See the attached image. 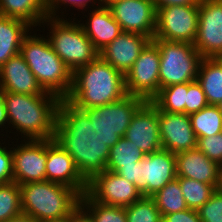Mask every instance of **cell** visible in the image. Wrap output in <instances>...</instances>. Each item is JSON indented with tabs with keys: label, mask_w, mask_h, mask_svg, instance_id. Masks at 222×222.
<instances>
[{
	"label": "cell",
	"mask_w": 222,
	"mask_h": 222,
	"mask_svg": "<svg viewBox=\"0 0 222 222\" xmlns=\"http://www.w3.org/2000/svg\"><path fill=\"white\" fill-rule=\"evenodd\" d=\"M54 140L72 156L87 182L106 170L110 147L103 143L87 113L66 99H61L58 106Z\"/></svg>",
	"instance_id": "1"
},
{
	"label": "cell",
	"mask_w": 222,
	"mask_h": 222,
	"mask_svg": "<svg viewBox=\"0 0 222 222\" xmlns=\"http://www.w3.org/2000/svg\"><path fill=\"white\" fill-rule=\"evenodd\" d=\"M196 80L209 105L222 102V58H202Z\"/></svg>",
	"instance_id": "24"
},
{
	"label": "cell",
	"mask_w": 222,
	"mask_h": 222,
	"mask_svg": "<svg viewBox=\"0 0 222 222\" xmlns=\"http://www.w3.org/2000/svg\"><path fill=\"white\" fill-rule=\"evenodd\" d=\"M28 27L22 20L0 15V67L20 53Z\"/></svg>",
	"instance_id": "23"
},
{
	"label": "cell",
	"mask_w": 222,
	"mask_h": 222,
	"mask_svg": "<svg viewBox=\"0 0 222 222\" xmlns=\"http://www.w3.org/2000/svg\"><path fill=\"white\" fill-rule=\"evenodd\" d=\"M5 222H38V221L35 220L32 216L21 213L18 216H15L9 220H6Z\"/></svg>",
	"instance_id": "42"
},
{
	"label": "cell",
	"mask_w": 222,
	"mask_h": 222,
	"mask_svg": "<svg viewBox=\"0 0 222 222\" xmlns=\"http://www.w3.org/2000/svg\"><path fill=\"white\" fill-rule=\"evenodd\" d=\"M162 149L177 154L197 147L191 119L185 113H168L158 108Z\"/></svg>",
	"instance_id": "18"
},
{
	"label": "cell",
	"mask_w": 222,
	"mask_h": 222,
	"mask_svg": "<svg viewBox=\"0 0 222 222\" xmlns=\"http://www.w3.org/2000/svg\"><path fill=\"white\" fill-rule=\"evenodd\" d=\"M153 39L194 43L199 21V5H172L157 8Z\"/></svg>",
	"instance_id": "10"
},
{
	"label": "cell",
	"mask_w": 222,
	"mask_h": 222,
	"mask_svg": "<svg viewBox=\"0 0 222 222\" xmlns=\"http://www.w3.org/2000/svg\"><path fill=\"white\" fill-rule=\"evenodd\" d=\"M52 36L49 43L56 55L73 73L77 68L94 61L99 52L86 36L80 24L52 19Z\"/></svg>",
	"instance_id": "8"
},
{
	"label": "cell",
	"mask_w": 222,
	"mask_h": 222,
	"mask_svg": "<svg viewBox=\"0 0 222 222\" xmlns=\"http://www.w3.org/2000/svg\"><path fill=\"white\" fill-rule=\"evenodd\" d=\"M7 118L29 140L54 139L60 98L57 95H29L0 92ZM47 97V99H46Z\"/></svg>",
	"instance_id": "3"
},
{
	"label": "cell",
	"mask_w": 222,
	"mask_h": 222,
	"mask_svg": "<svg viewBox=\"0 0 222 222\" xmlns=\"http://www.w3.org/2000/svg\"><path fill=\"white\" fill-rule=\"evenodd\" d=\"M22 213L21 188L16 182L0 185V222Z\"/></svg>",
	"instance_id": "32"
},
{
	"label": "cell",
	"mask_w": 222,
	"mask_h": 222,
	"mask_svg": "<svg viewBox=\"0 0 222 222\" xmlns=\"http://www.w3.org/2000/svg\"><path fill=\"white\" fill-rule=\"evenodd\" d=\"M47 139L31 140L12 150L13 182L18 185L46 181Z\"/></svg>",
	"instance_id": "15"
},
{
	"label": "cell",
	"mask_w": 222,
	"mask_h": 222,
	"mask_svg": "<svg viewBox=\"0 0 222 222\" xmlns=\"http://www.w3.org/2000/svg\"><path fill=\"white\" fill-rule=\"evenodd\" d=\"M89 0H43L47 16L52 19L53 12L55 11L56 4L58 5L60 2L67 3L70 2L72 5H76L77 7H85ZM94 1V0H93ZM52 14V15H51Z\"/></svg>",
	"instance_id": "39"
},
{
	"label": "cell",
	"mask_w": 222,
	"mask_h": 222,
	"mask_svg": "<svg viewBox=\"0 0 222 222\" xmlns=\"http://www.w3.org/2000/svg\"><path fill=\"white\" fill-rule=\"evenodd\" d=\"M104 5L92 12L88 27L81 25L86 36L91 40L98 52L110 44L122 32L120 24L113 18L106 4Z\"/></svg>",
	"instance_id": "22"
},
{
	"label": "cell",
	"mask_w": 222,
	"mask_h": 222,
	"mask_svg": "<svg viewBox=\"0 0 222 222\" xmlns=\"http://www.w3.org/2000/svg\"><path fill=\"white\" fill-rule=\"evenodd\" d=\"M102 3H104L105 2V4L107 3V2H109L110 0H100Z\"/></svg>",
	"instance_id": "46"
},
{
	"label": "cell",
	"mask_w": 222,
	"mask_h": 222,
	"mask_svg": "<svg viewBox=\"0 0 222 222\" xmlns=\"http://www.w3.org/2000/svg\"><path fill=\"white\" fill-rule=\"evenodd\" d=\"M159 129L158 107L145 101L133 115L124 137L147 155L162 149Z\"/></svg>",
	"instance_id": "16"
},
{
	"label": "cell",
	"mask_w": 222,
	"mask_h": 222,
	"mask_svg": "<svg viewBox=\"0 0 222 222\" xmlns=\"http://www.w3.org/2000/svg\"><path fill=\"white\" fill-rule=\"evenodd\" d=\"M152 198L155 200L162 217L188 209L179 184V177L168 182Z\"/></svg>",
	"instance_id": "28"
},
{
	"label": "cell",
	"mask_w": 222,
	"mask_h": 222,
	"mask_svg": "<svg viewBox=\"0 0 222 222\" xmlns=\"http://www.w3.org/2000/svg\"><path fill=\"white\" fill-rule=\"evenodd\" d=\"M188 82L173 84L161 88L152 102L161 110L168 113H185Z\"/></svg>",
	"instance_id": "29"
},
{
	"label": "cell",
	"mask_w": 222,
	"mask_h": 222,
	"mask_svg": "<svg viewBox=\"0 0 222 222\" xmlns=\"http://www.w3.org/2000/svg\"><path fill=\"white\" fill-rule=\"evenodd\" d=\"M84 207H79L69 218V222H94L88 213H84Z\"/></svg>",
	"instance_id": "41"
},
{
	"label": "cell",
	"mask_w": 222,
	"mask_h": 222,
	"mask_svg": "<svg viewBox=\"0 0 222 222\" xmlns=\"http://www.w3.org/2000/svg\"><path fill=\"white\" fill-rule=\"evenodd\" d=\"M0 78V92L55 95L42 89L20 53L11 57L0 67Z\"/></svg>",
	"instance_id": "21"
},
{
	"label": "cell",
	"mask_w": 222,
	"mask_h": 222,
	"mask_svg": "<svg viewBox=\"0 0 222 222\" xmlns=\"http://www.w3.org/2000/svg\"><path fill=\"white\" fill-rule=\"evenodd\" d=\"M146 155L134 143L121 137L119 141L110 148L106 170L116 172L122 166L134 165Z\"/></svg>",
	"instance_id": "27"
},
{
	"label": "cell",
	"mask_w": 222,
	"mask_h": 222,
	"mask_svg": "<svg viewBox=\"0 0 222 222\" xmlns=\"http://www.w3.org/2000/svg\"><path fill=\"white\" fill-rule=\"evenodd\" d=\"M87 193L99 203L118 207H127L143 197L134 183L108 170L88 182Z\"/></svg>",
	"instance_id": "14"
},
{
	"label": "cell",
	"mask_w": 222,
	"mask_h": 222,
	"mask_svg": "<svg viewBox=\"0 0 222 222\" xmlns=\"http://www.w3.org/2000/svg\"><path fill=\"white\" fill-rule=\"evenodd\" d=\"M22 213L38 222L70 218L80 207V195L72 188L50 182L20 185Z\"/></svg>",
	"instance_id": "4"
},
{
	"label": "cell",
	"mask_w": 222,
	"mask_h": 222,
	"mask_svg": "<svg viewBox=\"0 0 222 222\" xmlns=\"http://www.w3.org/2000/svg\"><path fill=\"white\" fill-rule=\"evenodd\" d=\"M20 54L44 91L55 94L60 99L69 95L73 73L53 51L48 39L26 35Z\"/></svg>",
	"instance_id": "5"
},
{
	"label": "cell",
	"mask_w": 222,
	"mask_h": 222,
	"mask_svg": "<svg viewBox=\"0 0 222 222\" xmlns=\"http://www.w3.org/2000/svg\"><path fill=\"white\" fill-rule=\"evenodd\" d=\"M179 184L185 203L192 210H198L217 189L214 185L184 177H179Z\"/></svg>",
	"instance_id": "30"
},
{
	"label": "cell",
	"mask_w": 222,
	"mask_h": 222,
	"mask_svg": "<svg viewBox=\"0 0 222 222\" xmlns=\"http://www.w3.org/2000/svg\"><path fill=\"white\" fill-rule=\"evenodd\" d=\"M205 93L197 80L188 82V93L186 94L185 114H192L207 107Z\"/></svg>",
	"instance_id": "36"
},
{
	"label": "cell",
	"mask_w": 222,
	"mask_h": 222,
	"mask_svg": "<svg viewBox=\"0 0 222 222\" xmlns=\"http://www.w3.org/2000/svg\"><path fill=\"white\" fill-rule=\"evenodd\" d=\"M193 44L202 58H222V0H200Z\"/></svg>",
	"instance_id": "13"
},
{
	"label": "cell",
	"mask_w": 222,
	"mask_h": 222,
	"mask_svg": "<svg viewBox=\"0 0 222 222\" xmlns=\"http://www.w3.org/2000/svg\"><path fill=\"white\" fill-rule=\"evenodd\" d=\"M197 211L202 222H222V188L216 189Z\"/></svg>",
	"instance_id": "34"
},
{
	"label": "cell",
	"mask_w": 222,
	"mask_h": 222,
	"mask_svg": "<svg viewBox=\"0 0 222 222\" xmlns=\"http://www.w3.org/2000/svg\"><path fill=\"white\" fill-rule=\"evenodd\" d=\"M115 173L134 183L143 197H152L177 177L176 155L160 149L147 154L134 165L122 166Z\"/></svg>",
	"instance_id": "6"
},
{
	"label": "cell",
	"mask_w": 222,
	"mask_h": 222,
	"mask_svg": "<svg viewBox=\"0 0 222 222\" xmlns=\"http://www.w3.org/2000/svg\"><path fill=\"white\" fill-rule=\"evenodd\" d=\"M125 96V75L98 56L73 72L72 88L65 99L79 109H88L117 102Z\"/></svg>",
	"instance_id": "2"
},
{
	"label": "cell",
	"mask_w": 222,
	"mask_h": 222,
	"mask_svg": "<svg viewBox=\"0 0 222 222\" xmlns=\"http://www.w3.org/2000/svg\"><path fill=\"white\" fill-rule=\"evenodd\" d=\"M164 222H202L198 211L186 209L180 212H174L163 216Z\"/></svg>",
	"instance_id": "38"
},
{
	"label": "cell",
	"mask_w": 222,
	"mask_h": 222,
	"mask_svg": "<svg viewBox=\"0 0 222 222\" xmlns=\"http://www.w3.org/2000/svg\"><path fill=\"white\" fill-rule=\"evenodd\" d=\"M218 107H219V110H220V112L222 114V102L218 105Z\"/></svg>",
	"instance_id": "45"
},
{
	"label": "cell",
	"mask_w": 222,
	"mask_h": 222,
	"mask_svg": "<svg viewBox=\"0 0 222 222\" xmlns=\"http://www.w3.org/2000/svg\"><path fill=\"white\" fill-rule=\"evenodd\" d=\"M127 222H161L163 217L152 197H142L125 207Z\"/></svg>",
	"instance_id": "33"
},
{
	"label": "cell",
	"mask_w": 222,
	"mask_h": 222,
	"mask_svg": "<svg viewBox=\"0 0 222 222\" xmlns=\"http://www.w3.org/2000/svg\"><path fill=\"white\" fill-rule=\"evenodd\" d=\"M42 222H69V218L61 219V220L42 221Z\"/></svg>",
	"instance_id": "44"
},
{
	"label": "cell",
	"mask_w": 222,
	"mask_h": 222,
	"mask_svg": "<svg viewBox=\"0 0 222 222\" xmlns=\"http://www.w3.org/2000/svg\"><path fill=\"white\" fill-rule=\"evenodd\" d=\"M189 116L197 138L209 137L222 132V114L218 106L208 105Z\"/></svg>",
	"instance_id": "26"
},
{
	"label": "cell",
	"mask_w": 222,
	"mask_h": 222,
	"mask_svg": "<svg viewBox=\"0 0 222 222\" xmlns=\"http://www.w3.org/2000/svg\"><path fill=\"white\" fill-rule=\"evenodd\" d=\"M13 182L12 151L0 146V185Z\"/></svg>",
	"instance_id": "37"
},
{
	"label": "cell",
	"mask_w": 222,
	"mask_h": 222,
	"mask_svg": "<svg viewBox=\"0 0 222 222\" xmlns=\"http://www.w3.org/2000/svg\"><path fill=\"white\" fill-rule=\"evenodd\" d=\"M197 148L222 167V132L209 137L197 138Z\"/></svg>",
	"instance_id": "35"
},
{
	"label": "cell",
	"mask_w": 222,
	"mask_h": 222,
	"mask_svg": "<svg viewBox=\"0 0 222 222\" xmlns=\"http://www.w3.org/2000/svg\"><path fill=\"white\" fill-rule=\"evenodd\" d=\"M80 206L90 207L92 213L88 215L94 222H127L125 207L104 205L95 201L87 192L80 196Z\"/></svg>",
	"instance_id": "31"
},
{
	"label": "cell",
	"mask_w": 222,
	"mask_h": 222,
	"mask_svg": "<svg viewBox=\"0 0 222 222\" xmlns=\"http://www.w3.org/2000/svg\"><path fill=\"white\" fill-rule=\"evenodd\" d=\"M152 41L160 52V89L196 80L202 56L193 43Z\"/></svg>",
	"instance_id": "7"
},
{
	"label": "cell",
	"mask_w": 222,
	"mask_h": 222,
	"mask_svg": "<svg viewBox=\"0 0 222 222\" xmlns=\"http://www.w3.org/2000/svg\"><path fill=\"white\" fill-rule=\"evenodd\" d=\"M155 8H162L172 5H199L200 0H153Z\"/></svg>",
	"instance_id": "40"
},
{
	"label": "cell",
	"mask_w": 222,
	"mask_h": 222,
	"mask_svg": "<svg viewBox=\"0 0 222 222\" xmlns=\"http://www.w3.org/2000/svg\"><path fill=\"white\" fill-rule=\"evenodd\" d=\"M176 155L177 177L197 180L222 188V167L209 159L197 147Z\"/></svg>",
	"instance_id": "20"
},
{
	"label": "cell",
	"mask_w": 222,
	"mask_h": 222,
	"mask_svg": "<svg viewBox=\"0 0 222 222\" xmlns=\"http://www.w3.org/2000/svg\"><path fill=\"white\" fill-rule=\"evenodd\" d=\"M5 121H8L7 112H6L4 101L2 97L0 96V125L2 126L4 123H6Z\"/></svg>",
	"instance_id": "43"
},
{
	"label": "cell",
	"mask_w": 222,
	"mask_h": 222,
	"mask_svg": "<svg viewBox=\"0 0 222 222\" xmlns=\"http://www.w3.org/2000/svg\"><path fill=\"white\" fill-rule=\"evenodd\" d=\"M160 52L151 40L125 75L127 95L152 101L160 92Z\"/></svg>",
	"instance_id": "11"
},
{
	"label": "cell",
	"mask_w": 222,
	"mask_h": 222,
	"mask_svg": "<svg viewBox=\"0 0 222 222\" xmlns=\"http://www.w3.org/2000/svg\"><path fill=\"white\" fill-rule=\"evenodd\" d=\"M150 41L151 39L148 36L122 31L99 52V56L116 70L126 75Z\"/></svg>",
	"instance_id": "19"
},
{
	"label": "cell",
	"mask_w": 222,
	"mask_h": 222,
	"mask_svg": "<svg viewBox=\"0 0 222 222\" xmlns=\"http://www.w3.org/2000/svg\"><path fill=\"white\" fill-rule=\"evenodd\" d=\"M46 181L66 185L80 196L87 192L88 182L79 173L72 156L54 139H47Z\"/></svg>",
	"instance_id": "17"
},
{
	"label": "cell",
	"mask_w": 222,
	"mask_h": 222,
	"mask_svg": "<svg viewBox=\"0 0 222 222\" xmlns=\"http://www.w3.org/2000/svg\"><path fill=\"white\" fill-rule=\"evenodd\" d=\"M144 102L140 97L127 95L117 102L82 110L98 128L103 143L111 148L125 136L133 115Z\"/></svg>",
	"instance_id": "9"
},
{
	"label": "cell",
	"mask_w": 222,
	"mask_h": 222,
	"mask_svg": "<svg viewBox=\"0 0 222 222\" xmlns=\"http://www.w3.org/2000/svg\"><path fill=\"white\" fill-rule=\"evenodd\" d=\"M106 6L123 32L154 38L157 10L153 0H110Z\"/></svg>",
	"instance_id": "12"
},
{
	"label": "cell",
	"mask_w": 222,
	"mask_h": 222,
	"mask_svg": "<svg viewBox=\"0 0 222 222\" xmlns=\"http://www.w3.org/2000/svg\"><path fill=\"white\" fill-rule=\"evenodd\" d=\"M0 15L22 20L29 25L50 19L43 0H0Z\"/></svg>",
	"instance_id": "25"
}]
</instances>
